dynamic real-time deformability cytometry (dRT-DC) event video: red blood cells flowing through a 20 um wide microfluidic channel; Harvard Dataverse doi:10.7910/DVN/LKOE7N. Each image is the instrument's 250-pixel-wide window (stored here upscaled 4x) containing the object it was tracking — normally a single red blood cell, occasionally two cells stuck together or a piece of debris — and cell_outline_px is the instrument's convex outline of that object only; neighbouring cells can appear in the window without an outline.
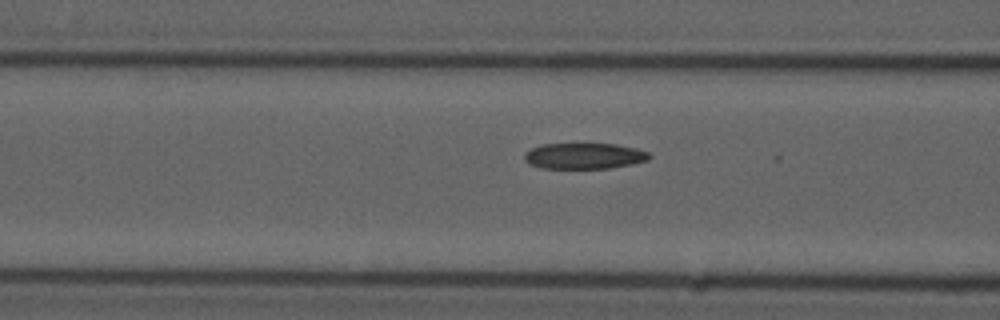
{"species": "common noctule bat (a hibernating species)", "species_latin": "Nyctalus noctula", "temperature_condition": "cold", "stored_images_in_passage": 16, "camera_frame_rate_fps": 3000, "um_per_image_px": 0.085, "animal": {"sex": "male", "forearm_length_mm": 52.5}, "frame": {"image": 1, "passage_image": 14, "time_ms": 4.333, "image_size_px": [1000, 320], "cell_outline_px": [[652, 156], [648, 160], [632, 164], [608, 168], [540, 168], [524, 160], [524, 152], [532, 148], [544, 144], [616, 144], [636, 148], [648, 152]], "centroid_in_image_um": [49.67, 13.25], "position_along_channel_um": 116.9, "area_um2": 18.79}}